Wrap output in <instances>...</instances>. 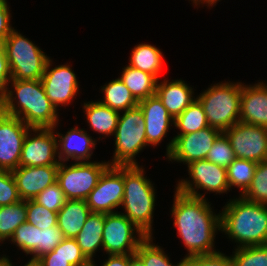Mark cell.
Returning <instances> with one entry per match:
<instances>
[{"label":"cell","mask_w":267,"mask_h":266,"mask_svg":"<svg viewBox=\"0 0 267 266\" xmlns=\"http://www.w3.org/2000/svg\"><path fill=\"white\" fill-rule=\"evenodd\" d=\"M172 206L174 226L182 239L188 254L196 255L217 253L214 239L217 230H221L220 213L214 214L206 198H198L175 191Z\"/></svg>","instance_id":"cell-1"},{"label":"cell","mask_w":267,"mask_h":266,"mask_svg":"<svg viewBox=\"0 0 267 266\" xmlns=\"http://www.w3.org/2000/svg\"><path fill=\"white\" fill-rule=\"evenodd\" d=\"M11 84L14 91L7 88L2 100L8 115L31 128H56L58 112L46 96L41 80H11Z\"/></svg>","instance_id":"cell-2"},{"label":"cell","mask_w":267,"mask_h":266,"mask_svg":"<svg viewBox=\"0 0 267 266\" xmlns=\"http://www.w3.org/2000/svg\"><path fill=\"white\" fill-rule=\"evenodd\" d=\"M228 202L220 213L221 231L239 244L237 248L267 245V205L242 196Z\"/></svg>","instance_id":"cell-3"},{"label":"cell","mask_w":267,"mask_h":266,"mask_svg":"<svg viewBox=\"0 0 267 266\" xmlns=\"http://www.w3.org/2000/svg\"><path fill=\"white\" fill-rule=\"evenodd\" d=\"M154 184L144 175L139 165L124 166L123 213L146 236H152V222L155 207Z\"/></svg>","instance_id":"cell-4"},{"label":"cell","mask_w":267,"mask_h":266,"mask_svg":"<svg viewBox=\"0 0 267 266\" xmlns=\"http://www.w3.org/2000/svg\"><path fill=\"white\" fill-rule=\"evenodd\" d=\"M242 83H217L196 98L202 105L210 127L225 132L240 121Z\"/></svg>","instance_id":"cell-5"},{"label":"cell","mask_w":267,"mask_h":266,"mask_svg":"<svg viewBox=\"0 0 267 266\" xmlns=\"http://www.w3.org/2000/svg\"><path fill=\"white\" fill-rule=\"evenodd\" d=\"M2 44L9 63L11 80H41L50 59L41 48L15 29Z\"/></svg>","instance_id":"cell-6"},{"label":"cell","mask_w":267,"mask_h":266,"mask_svg":"<svg viewBox=\"0 0 267 266\" xmlns=\"http://www.w3.org/2000/svg\"><path fill=\"white\" fill-rule=\"evenodd\" d=\"M145 121L139 106L119 115L114 133L115 151L110 166L138 165L135 156L146 146Z\"/></svg>","instance_id":"cell-7"},{"label":"cell","mask_w":267,"mask_h":266,"mask_svg":"<svg viewBox=\"0 0 267 266\" xmlns=\"http://www.w3.org/2000/svg\"><path fill=\"white\" fill-rule=\"evenodd\" d=\"M59 163L57 183L67 200H86L89 193L96 187L100 176L110 166L106 162H75L66 166Z\"/></svg>","instance_id":"cell-8"},{"label":"cell","mask_w":267,"mask_h":266,"mask_svg":"<svg viewBox=\"0 0 267 266\" xmlns=\"http://www.w3.org/2000/svg\"><path fill=\"white\" fill-rule=\"evenodd\" d=\"M134 232L138 235L136 236ZM145 237L146 235L123 213L113 212L105 214L102 240L103 249L106 254H135L139 244Z\"/></svg>","instance_id":"cell-9"},{"label":"cell","mask_w":267,"mask_h":266,"mask_svg":"<svg viewBox=\"0 0 267 266\" xmlns=\"http://www.w3.org/2000/svg\"><path fill=\"white\" fill-rule=\"evenodd\" d=\"M187 166L188 173L193 181L183 179L178 182L175 190L198 198H205V194H200L197 189L215 192L216 194L226 193L230 190L226 168L206 159L191 162Z\"/></svg>","instance_id":"cell-10"},{"label":"cell","mask_w":267,"mask_h":266,"mask_svg":"<svg viewBox=\"0 0 267 266\" xmlns=\"http://www.w3.org/2000/svg\"><path fill=\"white\" fill-rule=\"evenodd\" d=\"M124 166H109L100 176L86 203L91 212L113 213L124 197Z\"/></svg>","instance_id":"cell-11"},{"label":"cell","mask_w":267,"mask_h":266,"mask_svg":"<svg viewBox=\"0 0 267 266\" xmlns=\"http://www.w3.org/2000/svg\"><path fill=\"white\" fill-rule=\"evenodd\" d=\"M222 132L210 126L194 133L176 135L166 148V156L172 161L190 164L206 159L213 143Z\"/></svg>","instance_id":"cell-12"},{"label":"cell","mask_w":267,"mask_h":266,"mask_svg":"<svg viewBox=\"0 0 267 266\" xmlns=\"http://www.w3.org/2000/svg\"><path fill=\"white\" fill-rule=\"evenodd\" d=\"M224 133L236 158L257 163L267 160V128L239 121Z\"/></svg>","instance_id":"cell-13"},{"label":"cell","mask_w":267,"mask_h":266,"mask_svg":"<svg viewBox=\"0 0 267 266\" xmlns=\"http://www.w3.org/2000/svg\"><path fill=\"white\" fill-rule=\"evenodd\" d=\"M35 132L32 137V133ZM25 136L19 166L59 165L57 138L54 128H32ZM37 133V134H36Z\"/></svg>","instance_id":"cell-14"},{"label":"cell","mask_w":267,"mask_h":266,"mask_svg":"<svg viewBox=\"0 0 267 266\" xmlns=\"http://www.w3.org/2000/svg\"><path fill=\"white\" fill-rule=\"evenodd\" d=\"M32 130L19 118L6 115L0 122V170L12 171L19 167L23 142Z\"/></svg>","instance_id":"cell-15"},{"label":"cell","mask_w":267,"mask_h":266,"mask_svg":"<svg viewBox=\"0 0 267 266\" xmlns=\"http://www.w3.org/2000/svg\"><path fill=\"white\" fill-rule=\"evenodd\" d=\"M51 59L48 60L41 82L46 96L56 109L71 103L78 93V81L70 65L64 64L50 69Z\"/></svg>","instance_id":"cell-16"},{"label":"cell","mask_w":267,"mask_h":266,"mask_svg":"<svg viewBox=\"0 0 267 266\" xmlns=\"http://www.w3.org/2000/svg\"><path fill=\"white\" fill-rule=\"evenodd\" d=\"M59 165L19 166L12 170L21 200L34 199L39 193L57 181Z\"/></svg>","instance_id":"cell-17"},{"label":"cell","mask_w":267,"mask_h":266,"mask_svg":"<svg viewBox=\"0 0 267 266\" xmlns=\"http://www.w3.org/2000/svg\"><path fill=\"white\" fill-rule=\"evenodd\" d=\"M138 106L143 111L147 144L159 145L166 136L169 126L174 124L173 117L156 94L138 101Z\"/></svg>","instance_id":"cell-18"},{"label":"cell","mask_w":267,"mask_h":266,"mask_svg":"<svg viewBox=\"0 0 267 266\" xmlns=\"http://www.w3.org/2000/svg\"><path fill=\"white\" fill-rule=\"evenodd\" d=\"M240 122L267 128V84H242Z\"/></svg>","instance_id":"cell-19"},{"label":"cell","mask_w":267,"mask_h":266,"mask_svg":"<svg viewBox=\"0 0 267 266\" xmlns=\"http://www.w3.org/2000/svg\"><path fill=\"white\" fill-rule=\"evenodd\" d=\"M55 133L56 138H60L57 140V156L60 162H67L69 159L76 162L90 161L96 141L86 130L79 129L77 126L71 128L65 135L59 132Z\"/></svg>","instance_id":"cell-20"},{"label":"cell","mask_w":267,"mask_h":266,"mask_svg":"<svg viewBox=\"0 0 267 266\" xmlns=\"http://www.w3.org/2000/svg\"><path fill=\"white\" fill-rule=\"evenodd\" d=\"M193 88L188 86L184 80L177 79L157 82L156 95L161 100L169 114L175 119L178 117L196 98L193 97Z\"/></svg>","instance_id":"cell-21"},{"label":"cell","mask_w":267,"mask_h":266,"mask_svg":"<svg viewBox=\"0 0 267 266\" xmlns=\"http://www.w3.org/2000/svg\"><path fill=\"white\" fill-rule=\"evenodd\" d=\"M91 214L86 200H67L57 212L58 228L65 238L74 239L83 228L88 216Z\"/></svg>","instance_id":"cell-22"},{"label":"cell","mask_w":267,"mask_h":266,"mask_svg":"<svg viewBox=\"0 0 267 266\" xmlns=\"http://www.w3.org/2000/svg\"><path fill=\"white\" fill-rule=\"evenodd\" d=\"M105 213L91 212L83 228L74 238L84 255L93 262V257L98 248L103 249V228Z\"/></svg>","instance_id":"cell-23"},{"label":"cell","mask_w":267,"mask_h":266,"mask_svg":"<svg viewBox=\"0 0 267 266\" xmlns=\"http://www.w3.org/2000/svg\"><path fill=\"white\" fill-rule=\"evenodd\" d=\"M83 109L86 113L87 123L93 131L106 136L114 135L120 112L99 101L84 102Z\"/></svg>","instance_id":"cell-24"},{"label":"cell","mask_w":267,"mask_h":266,"mask_svg":"<svg viewBox=\"0 0 267 266\" xmlns=\"http://www.w3.org/2000/svg\"><path fill=\"white\" fill-rule=\"evenodd\" d=\"M119 78L137 101L146 99L156 93L158 79L147 72L128 65L123 68Z\"/></svg>","instance_id":"cell-25"},{"label":"cell","mask_w":267,"mask_h":266,"mask_svg":"<svg viewBox=\"0 0 267 266\" xmlns=\"http://www.w3.org/2000/svg\"><path fill=\"white\" fill-rule=\"evenodd\" d=\"M129 66L154 75L158 80L163 66V55L160 49L151 44L134 46L129 60Z\"/></svg>","instance_id":"cell-26"},{"label":"cell","mask_w":267,"mask_h":266,"mask_svg":"<svg viewBox=\"0 0 267 266\" xmlns=\"http://www.w3.org/2000/svg\"><path fill=\"white\" fill-rule=\"evenodd\" d=\"M104 92L103 100L99 102L113 110L123 113V111L135 108L138 106V101L131 94L125 84L117 78L110 81L105 86L101 87Z\"/></svg>","instance_id":"cell-27"},{"label":"cell","mask_w":267,"mask_h":266,"mask_svg":"<svg viewBox=\"0 0 267 266\" xmlns=\"http://www.w3.org/2000/svg\"><path fill=\"white\" fill-rule=\"evenodd\" d=\"M27 221L26 200L0 207V243L10 240L14 231Z\"/></svg>","instance_id":"cell-28"},{"label":"cell","mask_w":267,"mask_h":266,"mask_svg":"<svg viewBox=\"0 0 267 266\" xmlns=\"http://www.w3.org/2000/svg\"><path fill=\"white\" fill-rule=\"evenodd\" d=\"M174 126L180 130L177 135L194 133L209 126L204 109L197 99L174 119Z\"/></svg>","instance_id":"cell-29"},{"label":"cell","mask_w":267,"mask_h":266,"mask_svg":"<svg viewBox=\"0 0 267 266\" xmlns=\"http://www.w3.org/2000/svg\"><path fill=\"white\" fill-rule=\"evenodd\" d=\"M257 162L247 159L235 158L226 168L229 188L236 186L241 195L248 189L253 180Z\"/></svg>","instance_id":"cell-30"},{"label":"cell","mask_w":267,"mask_h":266,"mask_svg":"<svg viewBox=\"0 0 267 266\" xmlns=\"http://www.w3.org/2000/svg\"><path fill=\"white\" fill-rule=\"evenodd\" d=\"M152 241V236H146L135 252L146 266H186L185 257L176 265L170 263L171 261L163 248L161 249L160 246L153 244Z\"/></svg>","instance_id":"cell-31"},{"label":"cell","mask_w":267,"mask_h":266,"mask_svg":"<svg viewBox=\"0 0 267 266\" xmlns=\"http://www.w3.org/2000/svg\"><path fill=\"white\" fill-rule=\"evenodd\" d=\"M241 196L251 202L267 205V160L257 163L253 180Z\"/></svg>","instance_id":"cell-32"},{"label":"cell","mask_w":267,"mask_h":266,"mask_svg":"<svg viewBox=\"0 0 267 266\" xmlns=\"http://www.w3.org/2000/svg\"><path fill=\"white\" fill-rule=\"evenodd\" d=\"M233 253V266H267V245L236 248Z\"/></svg>","instance_id":"cell-33"},{"label":"cell","mask_w":267,"mask_h":266,"mask_svg":"<svg viewBox=\"0 0 267 266\" xmlns=\"http://www.w3.org/2000/svg\"><path fill=\"white\" fill-rule=\"evenodd\" d=\"M27 222L43 230L57 225V212L50 211L33 199L26 200Z\"/></svg>","instance_id":"cell-34"},{"label":"cell","mask_w":267,"mask_h":266,"mask_svg":"<svg viewBox=\"0 0 267 266\" xmlns=\"http://www.w3.org/2000/svg\"><path fill=\"white\" fill-rule=\"evenodd\" d=\"M10 239L27 255H33L38 250V228L27 221L14 231Z\"/></svg>","instance_id":"cell-35"},{"label":"cell","mask_w":267,"mask_h":266,"mask_svg":"<svg viewBox=\"0 0 267 266\" xmlns=\"http://www.w3.org/2000/svg\"><path fill=\"white\" fill-rule=\"evenodd\" d=\"M65 239L58 225L51 228H38V250L33 254L28 263H35L43 255L53 251Z\"/></svg>","instance_id":"cell-36"},{"label":"cell","mask_w":267,"mask_h":266,"mask_svg":"<svg viewBox=\"0 0 267 266\" xmlns=\"http://www.w3.org/2000/svg\"><path fill=\"white\" fill-rule=\"evenodd\" d=\"M236 158L231 143L224 132H222L211 147L206 156V160L227 168Z\"/></svg>","instance_id":"cell-37"},{"label":"cell","mask_w":267,"mask_h":266,"mask_svg":"<svg viewBox=\"0 0 267 266\" xmlns=\"http://www.w3.org/2000/svg\"><path fill=\"white\" fill-rule=\"evenodd\" d=\"M53 251L56 255H62L72 266H92L75 239L65 238Z\"/></svg>","instance_id":"cell-38"},{"label":"cell","mask_w":267,"mask_h":266,"mask_svg":"<svg viewBox=\"0 0 267 266\" xmlns=\"http://www.w3.org/2000/svg\"><path fill=\"white\" fill-rule=\"evenodd\" d=\"M36 203L43 205L50 211L58 212L67 201L59 184L55 182L39 193L34 199Z\"/></svg>","instance_id":"cell-39"},{"label":"cell","mask_w":267,"mask_h":266,"mask_svg":"<svg viewBox=\"0 0 267 266\" xmlns=\"http://www.w3.org/2000/svg\"><path fill=\"white\" fill-rule=\"evenodd\" d=\"M17 184L11 171L0 170V207L19 202Z\"/></svg>","instance_id":"cell-40"},{"label":"cell","mask_w":267,"mask_h":266,"mask_svg":"<svg viewBox=\"0 0 267 266\" xmlns=\"http://www.w3.org/2000/svg\"><path fill=\"white\" fill-rule=\"evenodd\" d=\"M186 266H233L231 256L221 252L210 255H196L186 258Z\"/></svg>","instance_id":"cell-41"},{"label":"cell","mask_w":267,"mask_h":266,"mask_svg":"<svg viewBox=\"0 0 267 266\" xmlns=\"http://www.w3.org/2000/svg\"><path fill=\"white\" fill-rule=\"evenodd\" d=\"M11 81V72L9 68L8 59L6 57L5 48L2 43H0V101L4 99L7 86H9ZM9 83V84H8Z\"/></svg>","instance_id":"cell-42"},{"label":"cell","mask_w":267,"mask_h":266,"mask_svg":"<svg viewBox=\"0 0 267 266\" xmlns=\"http://www.w3.org/2000/svg\"><path fill=\"white\" fill-rule=\"evenodd\" d=\"M10 15L7 0H0V43H3L14 29L10 24Z\"/></svg>","instance_id":"cell-43"},{"label":"cell","mask_w":267,"mask_h":266,"mask_svg":"<svg viewBox=\"0 0 267 266\" xmlns=\"http://www.w3.org/2000/svg\"><path fill=\"white\" fill-rule=\"evenodd\" d=\"M34 264L36 266H72L62 255H56L55 251L43 255Z\"/></svg>","instance_id":"cell-44"},{"label":"cell","mask_w":267,"mask_h":266,"mask_svg":"<svg viewBox=\"0 0 267 266\" xmlns=\"http://www.w3.org/2000/svg\"><path fill=\"white\" fill-rule=\"evenodd\" d=\"M92 266H97L94 261ZM102 266H129V255H108Z\"/></svg>","instance_id":"cell-45"},{"label":"cell","mask_w":267,"mask_h":266,"mask_svg":"<svg viewBox=\"0 0 267 266\" xmlns=\"http://www.w3.org/2000/svg\"><path fill=\"white\" fill-rule=\"evenodd\" d=\"M129 266H146V265L136 254H130Z\"/></svg>","instance_id":"cell-46"},{"label":"cell","mask_w":267,"mask_h":266,"mask_svg":"<svg viewBox=\"0 0 267 266\" xmlns=\"http://www.w3.org/2000/svg\"><path fill=\"white\" fill-rule=\"evenodd\" d=\"M217 1L219 0H193V3L197 6L198 4L202 3V4H208L206 6H212L214 4L217 3Z\"/></svg>","instance_id":"cell-47"},{"label":"cell","mask_w":267,"mask_h":266,"mask_svg":"<svg viewBox=\"0 0 267 266\" xmlns=\"http://www.w3.org/2000/svg\"><path fill=\"white\" fill-rule=\"evenodd\" d=\"M0 266H13L12 262L8 259V257H0Z\"/></svg>","instance_id":"cell-48"},{"label":"cell","mask_w":267,"mask_h":266,"mask_svg":"<svg viewBox=\"0 0 267 266\" xmlns=\"http://www.w3.org/2000/svg\"><path fill=\"white\" fill-rule=\"evenodd\" d=\"M7 115V111L4 107V104L2 101H0V122L2 121V119Z\"/></svg>","instance_id":"cell-49"},{"label":"cell","mask_w":267,"mask_h":266,"mask_svg":"<svg viewBox=\"0 0 267 266\" xmlns=\"http://www.w3.org/2000/svg\"><path fill=\"white\" fill-rule=\"evenodd\" d=\"M24 266H36L34 263H27Z\"/></svg>","instance_id":"cell-50"}]
</instances>
